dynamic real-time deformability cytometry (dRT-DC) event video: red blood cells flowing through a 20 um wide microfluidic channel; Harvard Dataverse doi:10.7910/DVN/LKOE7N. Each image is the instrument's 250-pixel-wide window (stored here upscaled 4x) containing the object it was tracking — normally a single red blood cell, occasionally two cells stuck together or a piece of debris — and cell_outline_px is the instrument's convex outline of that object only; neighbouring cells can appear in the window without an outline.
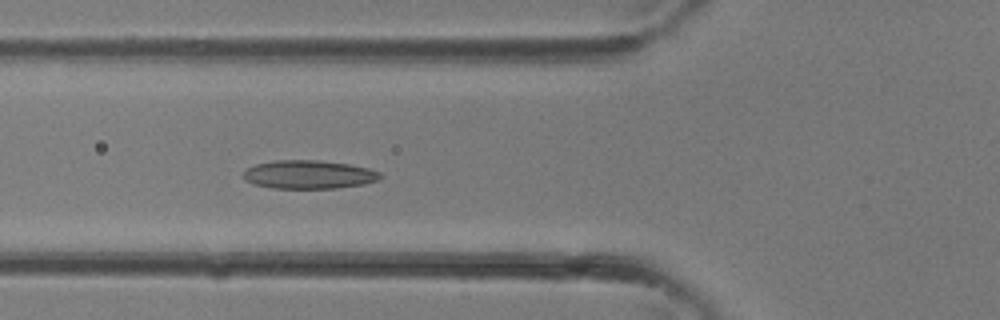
{"species": "common noctule bat (a hibernating species)", "species_latin": "Nyctalus noctula", "temperature_condition": "room temperature", "stored_images_in_passage": 12, "camera_frame_rate_fps": 3000, "um_per_image_px": 0.085, "animal": {"sex": "female"}, "frame": {"image": 1, "passage_image": 12, "time_ms": 3.667, "image_size_px": [1000, 320], "cell_outline_px": [[384, 176], [376, 180], [364, 184], [336, 188], [272, 188], [252, 184], [244, 180], [244, 172], [248, 168], [256, 164], [276, 160], [320, 160], [348, 164], [368, 168], [380, 172]], "centroid_in_image_um": [26.25, 14.83], "position_along_channel_um": 99.6, "area_um2": 22.72}}